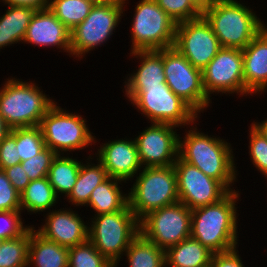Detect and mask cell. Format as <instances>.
<instances>
[{
  "label": "cell",
  "instance_id": "cell-17",
  "mask_svg": "<svg viewBox=\"0 0 267 267\" xmlns=\"http://www.w3.org/2000/svg\"><path fill=\"white\" fill-rule=\"evenodd\" d=\"M99 148L96 159L112 178L126 182L134 179L133 177L143 168L139 161L135 140L125 138L110 140Z\"/></svg>",
  "mask_w": 267,
  "mask_h": 267
},
{
  "label": "cell",
  "instance_id": "cell-5",
  "mask_svg": "<svg viewBox=\"0 0 267 267\" xmlns=\"http://www.w3.org/2000/svg\"><path fill=\"white\" fill-rule=\"evenodd\" d=\"M140 171L128 193L129 207L139 221L154 210L179 202L173 165L143 167Z\"/></svg>",
  "mask_w": 267,
  "mask_h": 267
},
{
  "label": "cell",
  "instance_id": "cell-7",
  "mask_svg": "<svg viewBox=\"0 0 267 267\" xmlns=\"http://www.w3.org/2000/svg\"><path fill=\"white\" fill-rule=\"evenodd\" d=\"M131 24V51L160 50L174 46L177 23L156 0H139Z\"/></svg>",
  "mask_w": 267,
  "mask_h": 267
},
{
  "label": "cell",
  "instance_id": "cell-20",
  "mask_svg": "<svg viewBox=\"0 0 267 267\" xmlns=\"http://www.w3.org/2000/svg\"><path fill=\"white\" fill-rule=\"evenodd\" d=\"M245 96L267 89V26L242 49Z\"/></svg>",
  "mask_w": 267,
  "mask_h": 267
},
{
  "label": "cell",
  "instance_id": "cell-19",
  "mask_svg": "<svg viewBox=\"0 0 267 267\" xmlns=\"http://www.w3.org/2000/svg\"><path fill=\"white\" fill-rule=\"evenodd\" d=\"M23 42L35 46L57 47L70 51V30L49 9L36 10L27 27Z\"/></svg>",
  "mask_w": 267,
  "mask_h": 267
},
{
  "label": "cell",
  "instance_id": "cell-44",
  "mask_svg": "<svg viewBox=\"0 0 267 267\" xmlns=\"http://www.w3.org/2000/svg\"><path fill=\"white\" fill-rule=\"evenodd\" d=\"M10 130L5 120L0 115V142L9 134Z\"/></svg>",
  "mask_w": 267,
  "mask_h": 267
},
{
  "label": "cell",
  "instance_id": "cell-35",
  "mask_svg": "<svg viewBox=\"0 0 267 267\" xmlns=\"http://www.w3.org/2000/svg\"><path fill=\"white\" fill-rule=\"evenodd\" d=\"M57 154L48 147H45L34 157L20 162L30 181L47 177L53 158Z\"/></svg>",
  "mask_w": 267,
  "mask_h": 267
},
{
  "label": "cell",
  "instance_id": "cell-41",
  "mask_svg": "<svg viewBox=\"0 0 267 267\" xmlns=\"http://www.w3.org/2000/svg\"><path fill=\"white\" fill-rule=\"evenodd\" d=\"M3 171L6 173V176L11 182L12 186L19 193H21L30 183V179L25 173L21 163L5 168Z\"/></svg>",
  "mask_w": 267,
  "mask_h": 267
},
{
  "label": "cell",
  "instance_id": "cell-25",
  "mask_svg": "<svg viewBox=\"0 0 267 267\" xmlns=\"http://www.w3.org/2000/svg\"><path fill=\"white\" fill-rule=\"evenodd\" d=\"M8 7L5 14L0 16V50L24 40L27 27L35 13L30 7Z\"/></svg>",
  "mask_w": 267,
  "mask_h": 267
},
{
  "label": "cell",
  "instance_id": "cell-45",
  "mask_svg": "<svg viewBox=\"0 0 267 267\" xmlns=\"http://www.w3.org/2000/svg\"><path fill=\"white\" fill-rule=\"evenodd\" d=\"M87 1H90L94 5L95 4H111V5H114V4H126L125 1H128V0H87Z\"/></svg>",
  "mask_w": 267,
  "mask_h": 267
},
{
  "label": "cell",
  "instance_id": "cell-29",
  "mask_svg": "<svg viewBox=\"0 0 267 267\" xmlns=\"http://www.w3.org/2000/svg\"><path fill=\"white\" fill-rule=\"evenodd\" d=\"M129 267H166L165 250L139 233L126 249Z\"/></svg>",
  "mask_w": 267,
  "mask_h": 267
},
{
  "label": "cell",
  "instance_id": "cell-43",
  "mask_svg": "<svg viewBox=\"0 0 267 267\" xmlns=\"http://www.w3.org/2000/svg\"><path fill=\"white\" fill-rule=\"evenodd\" d=\"M252 126L267 140V118L261 122H254Z\"/></svg>",
  "mask_w": 267,
  "mask_h": 267
},
{
  "label": "cell",
  "instance_id": "cell-1",
  "mask_svg": "<svg viewBox=\"0 0 267 267\" xmlns=\"http://www.w3.org/2000/svg\"><path fill=\"white\" fill-rule=\"evenodd\" d=\"M239 196V191H230L216 203L191 210V237L213 253L236 248L238 215L235 206Z\"/></svg>",
  "mask_w": 267,
  "mask_h": 267
},
{
  "label": "cell",
  "instance_id": "cell-3",
  "mask_svg": "<svg viewBox=\"0 0 267 267\" xmlns=\"http://www.w3.org/2000/svg\"><path fill=\"white\" fill-rule=\"evenodd\" d=\"M237 0L215 1L202 11L223 48L244 49L265 27L253 9Z\"/></svg>",
  "mask_w": 267,
  "mask_h": 267
},
{
  "label": "cell",
  "instance_id": "cell-6",
  "mask_svg": "<svg viewBox=\"0 0 267 267\" xmlns=\"http://www.w3.org/2000/svg\"><path fill=\"white\" fill-rule=\"evenodd\" d=\"M88 226V240L117 267L121 256L140 233L139 220L129 204L120 211L94 216ZM124 252V253H123Z\"/></svg>",
  "mask_w": 267,
  "mask_h": 267
},
{
  "label": "cell",
  "instance_id": "cell-28",
  "mask_svg": "<svg viewBox=\"0 0 267 267\" xmlns=\"http://www.w3.org/2000/svg\"><path fill=\"white\" fill-rule=\"evenodd\" d=\"M52 185L49 183L47 177L32 180L27 187L20 193L21 211L37 213L48 210L58 203Z\"/></svg>",
  "mask_w": 267,
  "mask_h": 267
},
{
  "label": "cell",
  "instance_id": "cell-23",
  "mask_svg": "<svg viewBox=\"0 0 267 267\" xmlns=\"http://www.w3.org/2000/svg\"><path fill=\"white\" fill-rule=\"evenodd\" d=\"M213 252L191 236L165 251L166 267H208Z\"/></svg>",
  "mask_w": 267,
  "mask_h": 267
},
{
  "label": "cell",
  "instance_id": "cell-38",
  "mask_svg": "<svg viewBox=\"0 0 267 267\" xmlns=\"http://www.w3.org/2000/svg\"><path fill=\"white\" fill-rule=\"evenodd\" d=\"M21 210L20 193L12 186L3 170H0V211Z\"/></svg>",
  "mask_w": 267,
  "mask_h": 267
},
{
  "label": "cell",
  "instance_id": "cell-13",
  "mask_svg": "<svg viewBox=\"0 0 267 267\" xmlns=\"http://www.w3.org/2000/svg\"><path fill=\"white\" fill-rule=\"evenodd\" d=\"M174 47L192 66L201 70L223 48L203 16L177 23Z\"/></svg>",
  "mask_w": 267,
  "mask_h": 267
},
{
  "label": "cell",
  "instance_id": "cell-34",
  "mask_svg": "<svg viewBox=\"0 0 267 267\" xmlns=\"http://www.w3.org/2000/svg\"><path fill=\"white\" fill-rule=\"evenodd\" d=\"M156 2L176 23L202 16V11L192 0H156Z\"/></svg>",
  "mask_w": 267,
  "mask_h": 267
},
{
  "label": "cell",
  "instance_id": "cell-21",
  "mask_svg": "<svg viewBox=\"0 0 267 267\" xmlns=\"http://www.w3.org/2000/svg\"><path fill=\"white\" fill-rule=\"evenodd\" d=\"M140 59L139 68L124 81L125 95L130 100L144 86H168L164 75L163 49L131 51Z\"/></svg>",
  "mask_w": 267,
  "mask_h": 267
},
{
  "label": "cell",
  "instance_id": "cell-31",
  "mask_svg": "<svg viewBox=\"0 0 267 267\" xmlns=\"http://www.w3.org/2000/svg\"><path fill=\"white\" fill-rule=\"evenodd\" d=\"M30 243V228L20 237L2 240L0 267H26Z\"/></svg>",
  "mask_w": 267,
  "mask_h": 267
},
{
  "label": "cell",
  "instance_id": "cell-24",
  "mask_svg": "<svg viewBox=\"0 0 267 267\" xmlns=\"http://www.w3.org/2000/svg\"><path fill=\"white\" fill-rule=\"evenodd\" d=\"M121 183L122 180L109 176L93 189L85 206H90L95 216L123 210L129 204V198L128 194L122 193V187L119 186Z\"/></svg>",
  "mask_w": 267,
  "mask_h": 267
},
{
  "label": "cell",
  "instance_id": "cell-12",
  "mask_svg": "<svg viewBox=\"0 0 267 267\" xmlns=\"http://www.w3.org/2000/svg\"><path fill=\"white\" fill-rule=\"evenodd\" d=\"M140 233L163 250L191 236V209L176 202L148 213L139 221Z\"/></svg>",
  "mask_w": 267,
  "mask_h": 267
},
{
  "label": "cell",
  "instance_id": "cell-15",
  "mask_svg": "<svg viewBox=\"0 0 267 267\" xmlns=\"http://www.w3.org/2000/svg\"><path fill=\"white\" fill-rule=\"evenodd\" d=\"M173 166L177 174L179 201L191 210L216 203L230 192L220 181L180 157Z\"/></svg>",
  "mask_w": 267,
  "mask_h": 267
},
{
  "label": "cell",
  "instance_id": "cell-9",
  "mask_svg": "<svg viewBox=\"0 0 267 267\" xmlns=\"http://www.w3.org/2000/svg\"><path fill=\"white\" fill-rule=\"evenodd\" d=\"M151 123L179 128L194 124L198 114L168 86H144L130 100Z\"/></svg>",
  "mask_w": 267,
  "mask_h": 267
},
{
  "label": "cell",
  "instance_id": "cell-37",
  "mask_svg": "<svg viewBox=\"0 0 267 267\" xmlns=\"http://www.w3.org/2000/svg\"><path fill=\"white\" fill-rule=\"evenodd\" d=\"M21 210L0 211V239L17 238L23 235L31 226H23Z\"/></svg>",
  "mask_w": 267,
  "mask_h": 267
},
{
  "label": "cell",
  "instance_id": "cell-46",
  "mask_svg": "<svg viewBox=\"0 0 267 267\" xmlns=\"http://www.w3.org/2000/svg\"><path fill=\"white\" fill-rule=\"evenodd\" d=\"M192 1L201 11L206 9L212 3L211 0H192Z\"/></svg>",
  "mask_w": 267,
  "mask_h": 267
},
{
  "label": "cell",
  "instance_id": "cell-11",
  "mask_svg": "<svg viewBox=\"0 0 267 267\" xmlns=\"http://www.w3.org/2000/svg\"><path fill=\"white\" fill-rule=\"evenodd\" d=\"M166 84L198 115L211 102L202 84V70L192 66L175 47L163 49ZM201 111V112H200Z\"/></svg>",
  "mask_w": 267,
  "mask_h": 267
},
{
  "label": "cell",
  "instance_id": "cell-36",
  "mask_svg": "<svg viewBox=\"0 0 267 267\" xmlns=\"http://www.w3.org/2000/svg\"><path fill=\"white\" fill-rule=\"evenodd\" d=\"M249 131V156L260 174L267 178V140L252 125Z\"/></svg>",
  "mask_w": 267,
  "mask_h": 267
},
{
  "label": "cell",
  "instance_id": "cell-47",
  "mask_svg": "<svg viewBox=\"0 0 267 267\" xmlns=\"http://www.w3.org/2000/svg\"><path fill=\"white\" fill-rule=\"evenodd\" d=\"M212 2H215V1H230V0H211Z\"/></svg>",
  "mask_w": 267,
  "mask_h": 267
},
{
  "label": "cell",
  "instance_id": "cell-22",
  "mask_svg": "<svg viewBox=\"0 0 267 267\" xmlns=\"http://www.w3.org/2000/svg\"><path fill=\"white\" fill-rule=\"evenodd\" d=\"M69 248L42 237L31 225L27 267H68Z\"/></svg>",
  "mask_w": 267,
  "mask_h": 267
},
{
  "label": "cell",
  "instance_id": "cell-32",
  "mask_svg": "<svg viewBox=\"0 0 267 267\" xmlns=\"http://www.w3.org/2000/svg\"><path fill=\"white\" fill-rule=\"evenodd\" d=\"M68 267H115V265L87 240L69 248Z\"/></svg>",
  "mask_w": 267,
  "mask_h": 267
},
{
  "label": "cell",
  "instance_id": "cell-39",
  "mask_svg": "<svg viewBox=\"0 0 267 267\" xmlns=\"http://www.w3.org/2000/svg\"><path fill=\"white\" fill-rule=\"evenodd\" d=\"M20 156L16 147V128L0 142V170L20 164Z\"/></svg>",
  "mask_w": 267,
  "mask_h": 267
},
{
  "label": "cell",
  "instance_id": "cell-30",
  "mask_svg": "<svg viewBox=\"0 0 267 267\" xmlns=\"http://www.w3.org/2000/svg\"><path fill=\"white\" fill-rule=\"evenodd\" d=\"M93 6L87 0H50L49 9L72 31L84 21Z\"/></svg>",
  "mask_w": 267,
  "mask_h": 267
},
{
  "label": "cell",
  "instance_id": "cell-42",
  "mask_svg": "<svg viewBox=\"0 0 267 267\" xmlns=\"http://www.w3.org/2000/svg\"><path fill=\"white\" fill-rule=\"evenodd\" d=\"M1 1V0H0ZM8 6L30 7L36 10L49 8L50 0H2Z\"/></svg>",
  "mask_w": 267,
  "mask_h": 267
},
{
  "label": "cell",
  "instance_id": "cell-2",
  "mask_svg": "<svg viewBox=\"0 0 267 267\" xmlns=\"http://www.w3.org/2000/svg\"><path fill=\"white\" fill-rule=\"evenodd\" d=\"M181 138L183 137H179V157L183 161L220 181L229 191L235 190L231 185H234L238 174L230 143L223 138L199 132L194 125L186 132L183 141Z\"/></svg>",
  "mask_w": 267,
  "mask_h": 267
},
{
  "label": "cell",
  "instance_id": "cell-26",
  "mask_svg": "<svg viewBox=\"0 0 267 267\" xmlns=\"http://www.w3.org/2000/svg\"><path fill=\"white\" fill-rule=\"evenodd\" d=\"M81 161L73 159L72 156L65 157L57 154L48 171L47 178L52 185L56 196L64 194L65 199L72 191L81 167Z\"/></svg>",
  "mask_w": 267,
  "mask_h": 267
},
{
  "label": "cell",
  "instance_id": "cell-10",
  "mask_svg": "<svg viewBox=\"0 0 267 267\" xmlns=\"http://www.w3.org/2000/svg\"><path fill=\"white\" fill-rule=\"evenodd\" d=\"M125 4H95L82 23L70 31L71 56H82L107 43L122 18Z\"/></svg>",
  "mask_w": 267,
  "mask_h": 267
},
{
  "label": "cell",
  "instance_id": "cell-8",
  "mask_svg": "<svg viewBox=\"0 0 267 267\" xmlns=\"http://www.w3.org/2000/svg\"><path fill=\"white\" fill-rule=\"evenodd\" d=\"M86 120L77 113H69L54 103L41 120L40 128L45 146L56 154L82 150L96 143V138L86 125Z\"/></svg>",
  "mask_w": 267,
  "mask_h": 267
},
{
  "label": "cell",
  "instance_id": "cell-27",
  "mask_svg": "<svg viewBox=\"0 0 267 267\" xmlns=\"http://www.w3.org/2000/svg\"><path fill=\"white\" fill-rule=\"evenodd\" d=\"M103 165L98 161L93 163H81L76 183L67 196L68 201L77 206H85L91 196L93 189L108 178Z\"/></svg>",
  "mask_w": 267,
  "mask_h": 267
},
{
  "label": "cell",
  "instance_id": "cell-18",
  "mask_svg": "<svg viewBox=\"0 0 267 267\" xmlns=\"http://www.w3.org/2000/svg\"><path fill=\"white\" fill-rule=\"evenodd\" d=\"M48 212L36 231L60 246L71 248L88 240V225L77 212L66 208ZM68 209V210H67Z\"/></svg>",
  "mask_w": 267,
  "mask_h": 267
},
{
  "label": "cell",
  "instance_id": "cell-16",
  "mask_svg": "<svg viewBox=\"0 0 267 267\" xmlns=\"http://www.w3.org/2000/svg\"><path fill=\"white\" fill-rule=\"evenodd\" d=\"M174 129V125L151 123L134 138L142 167H166L176 162L180 136Z\"/></svg>",
  "mask_w": 267,
  "mask_h": 267
},
{
  "label": "cell",
  "instance_id": "cell-33",
  "mask_svg": "<svg viewBox=\"0 0 267 267\" xmlns=\"http://www.w3.org/2000/svg\"><path fill=\"white\" fill-rule=\"evenodd\" d=\"M16 147L20 161H26L46 146L40 126L16 128Z\"/></svg>",
  "mask_w": 267,
  "mask_h": 267
},
{
  "label": "cell",
  "instance_id": "cell-14",
  "mask_svg": "<svg viewBox=\"0 0 267 267\" xmlns=\"http://www.w3.org/2000/svg\"><path fill=\"white\" fill-rule=\"evenodd\" d=\"M242 49L222 48L202 70V84L207 97L214 93L245 96Z\"/></svg>",
  "mask_w": 267,
  "mask_h": 267
},
{
  "label": "cell",
  "instance_id": "cell-4",
  "mask_svg": "<svg viewBox=\"0 0 267 267\" xmlns=\"http://www.w3.org/2000/svg\"><path fill=\"white\" fill-rule=\"evenodd\" d=\"M5 84V85H4ZM0 88V115L10 129L39 126L55 103L35 82L8 78ZM41 90V91H40Z\"/></svg>",
  "mask_w": 267,
  "mask_h": 267
},
{
  "label": "cell",
  "instance_id": "cell-40",
  "mask_svg": "<svg viewBox=\"0 0 267 267\" xmlns=\"http://www.w3.org/2000/svg\"><path fill=\"white\" fill-rule=\"evenodd\" d=\"M237 248L226 252L213 253L210 267H245Z\"/></svg>",
  "mask_w": 267,
  "mask_h": 267
}]
</instances>
